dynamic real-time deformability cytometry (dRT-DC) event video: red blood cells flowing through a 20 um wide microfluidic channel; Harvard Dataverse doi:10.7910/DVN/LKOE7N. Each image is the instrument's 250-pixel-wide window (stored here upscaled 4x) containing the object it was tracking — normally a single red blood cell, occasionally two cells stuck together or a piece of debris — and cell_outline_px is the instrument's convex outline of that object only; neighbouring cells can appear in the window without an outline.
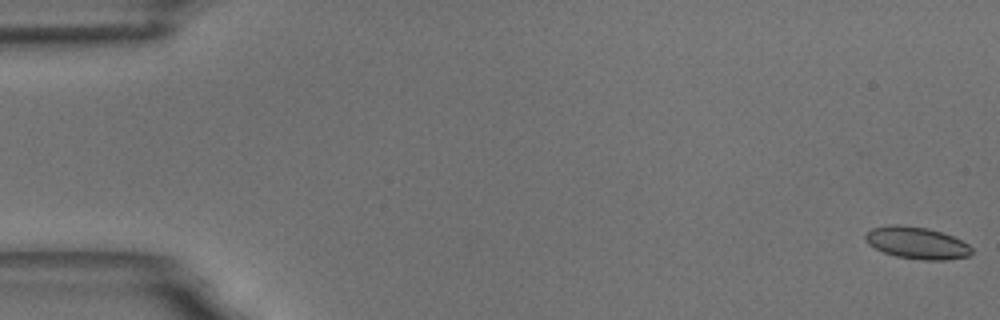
{"species": "common noctule bat (a hibernating species)", "species_latin": "Nyctalus noctula", "temperature_condition": "room temperature", "stored_images_in_passage": 36, "camera_frame_rate_fps": 3000, "um_per_image_px": 0.085, "animal": {"sex": "male", "body_mass_g": 18.8}, "frame": {"image": 1, "passage_image": 1, "time_ms": 0.0, "image_size_px": [1000, 320], "cell_outline_px": [[972, 252], [968, 256], [944, 260], [920, 260], [896, 256], [884, 252], [868, 244], [864, 236], [872, 228], [888, 224], [900, 224], [928, 228], [952, 236], [968, 244], [972, 248]], "centroid_in_image_um": [77.91, 20.64], "position_along_channel_um": 7.1, "area_um2": 19.77}}
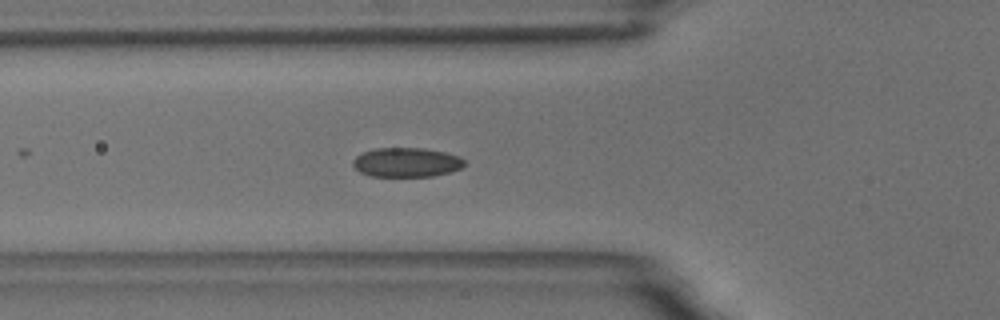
{"frame": {"image": 2, "passage_image": 21, "time_ms": 6.667, "image_size_px": [1000, 320], "cell_outline_px": [[464, 164], [460, 168], [448, 172], [432, 176], [368, 176], [360, 172], [352, 164], [352, 160], [360, 152], [372, 148], [424, 148], [444, 152], [460, 156], [464, 160]], "centroid_in_image_um": [34.5, 13.78], "position_along_channel_um": 91.3, "area_um2": 19.13}}
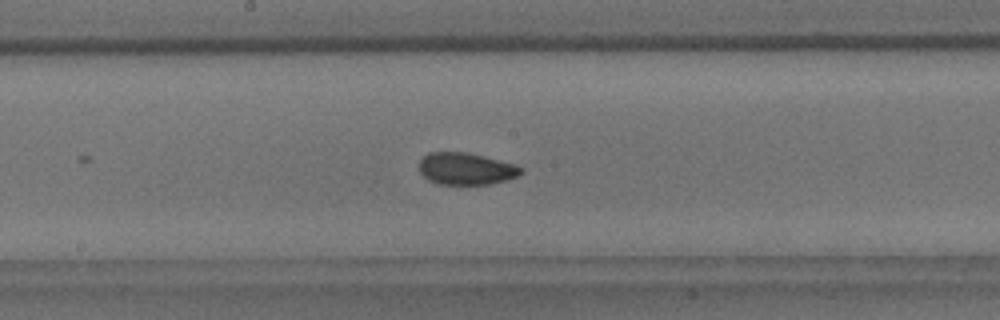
{"frame": {"image": 3, "passage_image": 31, "time_ms": 10.0, "image_size_px": [1000, 320], "cell_outline_px": [[524, 172], [508, 180], [492, 184], [436, 184], [428, 180], [420, 172], [420, 160], [428, 152], [468, 152], [516, 164], [524, 168]], "centroid_in_image_um": [39.64, 14.34], "position_along_channel_um": 208.6, "area_um2": 19.19}}